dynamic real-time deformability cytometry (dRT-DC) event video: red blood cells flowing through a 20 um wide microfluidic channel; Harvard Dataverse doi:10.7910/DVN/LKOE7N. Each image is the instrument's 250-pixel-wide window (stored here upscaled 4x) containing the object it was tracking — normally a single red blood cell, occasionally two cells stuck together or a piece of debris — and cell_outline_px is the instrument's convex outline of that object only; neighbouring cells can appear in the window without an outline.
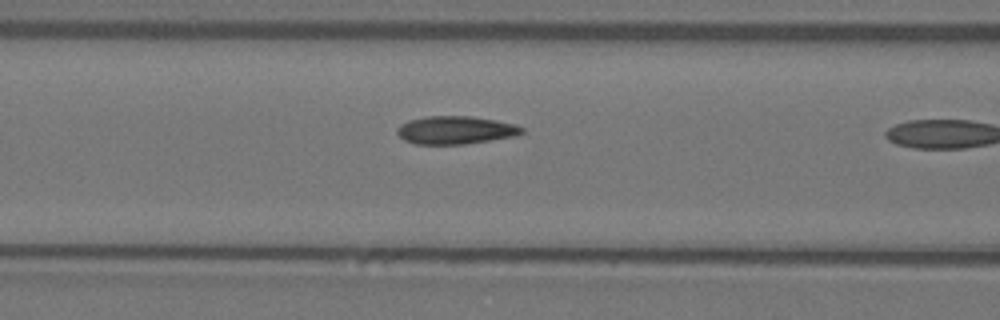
{"species": "Egyptian fruit bat (a non-hibernating species)", "species_latin": "Rousettus aegyptiacus", "temperature_condition": "warm", "stored_images_in_passage": 7, "camera_frame_rate_fps": 3000, "um_per_image_px": 0.085, "animal": {"sex": "female"}, "frame": {"image": 1, "passage_image": 6, "time_ms": 1.667, "image_size_px": [1000, 320], "cell_outline_px": [[524, 132], [516, 136], [464, 144], [416, 144], [404, 140], [396, 132], [396, 128], [400, 124], [408, 120], [424, 116], [472, 116], [496, 120], [512, 124], [524, 128]], "centroid_in_image_um": [38.69, 11.05], "position_along_channel_um": 127.9, "area_um2": 20.4}}